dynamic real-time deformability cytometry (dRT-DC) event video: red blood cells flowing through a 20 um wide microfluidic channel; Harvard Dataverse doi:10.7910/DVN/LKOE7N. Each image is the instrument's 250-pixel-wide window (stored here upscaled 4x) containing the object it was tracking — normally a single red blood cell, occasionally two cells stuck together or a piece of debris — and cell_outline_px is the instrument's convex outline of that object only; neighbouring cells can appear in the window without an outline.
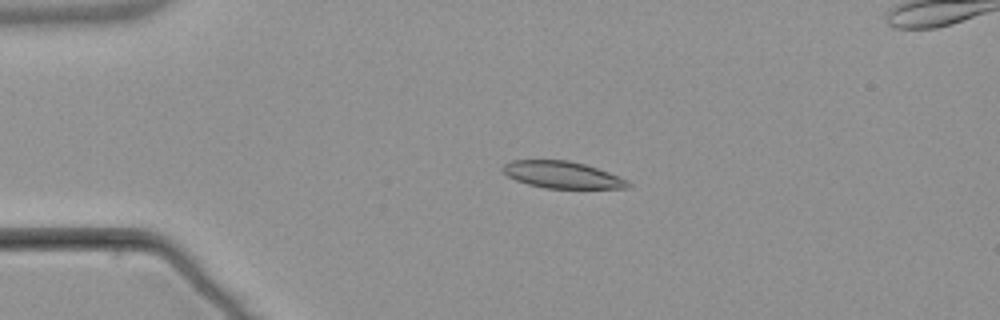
{"species": "common noctule bat (a hibernating species)", "species_latin": "Nyctalus noctula", "temperature_condition": "warm", "stored_images_in_passage": 6, "camera_frame_rate_fps": 3000, "um_per_image_px": 0.085, "animal": {"sex": "male", "body_mass_g": 21.5, "forearm_length_mm": 52.0}, "frame": {"image": 1, "passage_image": 4, "time_ms": 3.667, "image_size_px": [1000, 320], "cell_outline_px": [[632, 184], [628, 188], [544, 188], [528, 184], [516, 180], [508, 176], [500, 168], [504, 164], [512, 160], [568, 160], [584, 164], [608, 172], [628, 180]], "centroid_in_image_um": [47.78, 14.86], "position_along_channel_um": 37.2, "area_um2": 19.54}}
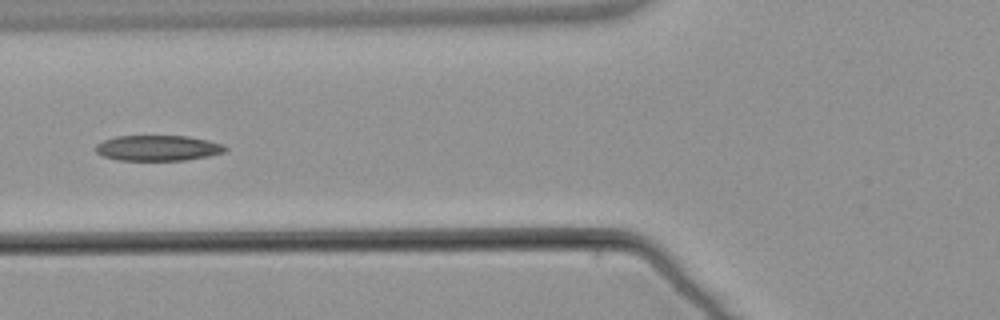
{"frame": {"image": 2, "passage_image": 6, "time_ms": 6.667, "image_size_px": [1000, 320], "cell_outline_px": [[228, 148], [224, 152], [208, 156], [184, 160], [120, 160], [104, 156], [96, 152], [92, 148], [96, 144], [104, 140], [116, 136], [188, 136], [208, 140], [224, 144]], "centroid_in_image_um": [13.41, 12.57], "position_along_channel_um": 112.4, "area_um2": 19.31}}